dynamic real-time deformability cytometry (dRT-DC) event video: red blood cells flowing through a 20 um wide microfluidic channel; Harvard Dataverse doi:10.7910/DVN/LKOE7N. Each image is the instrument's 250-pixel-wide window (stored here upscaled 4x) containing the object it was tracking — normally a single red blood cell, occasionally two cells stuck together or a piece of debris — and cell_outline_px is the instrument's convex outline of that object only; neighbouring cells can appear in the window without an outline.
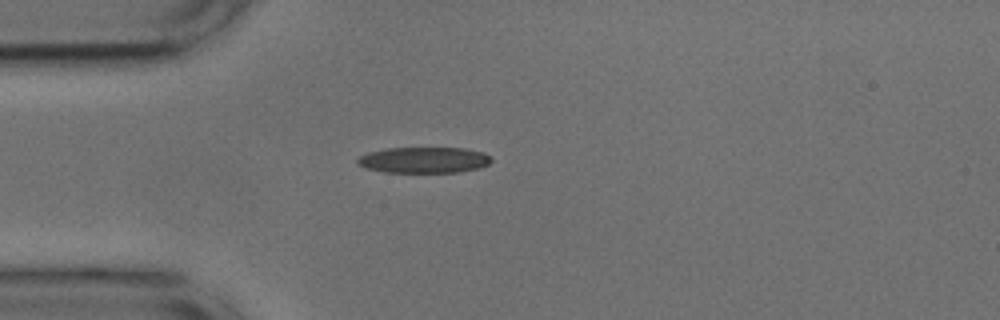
{"species": "common noctule bat (a hibernating species)", "species_latin": "Nyctalus noctula", "temperature_condition": "cold", "stored_images_in_passage": 40, "camera_frame_rate_fps": 3000, "um_per_image_px": 0.085, "animal": {"sex": "male", "body_mass_g": 17.9, "forearm_length_mm": 54.2}, "frame": {"image": 1, "passage_image": 1, "time_ms": 0.0, "image_size_px": [1000, 320], "cell_outline_px": [[492, 160], [488, 164], [480, 168], [456, 172], [384, 172], [364, 168], [356, 164], [356, 160], [360, 156], [368, 152], [388, 148], [464, 148], [484, 152]], "centroid_in_image_um": [36.0, 13.6], "position_along_channel_um": 49.0, "area_um2": 20.29}}
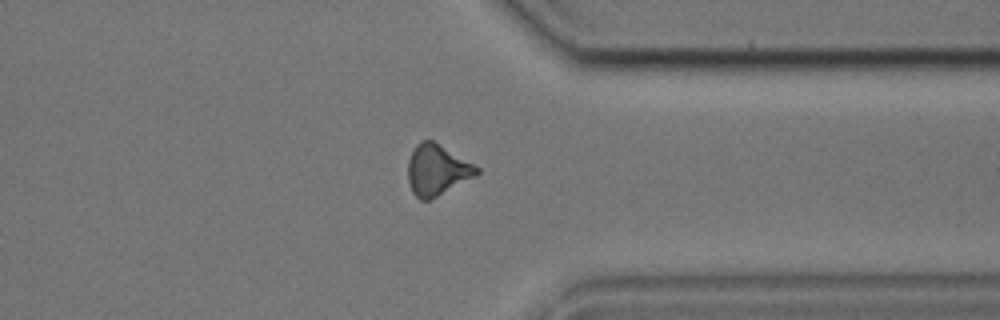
{"frame": {"image": 2, "passage_image": 28, "time_ms": 9.0, "image_size_px": [1000, 320], "cell_outline_px": [[480, 172], [436, 196], [428, 200], [420, 200], [412, 192], [408, 180], [408, 160], [416, 144], [420, 140], [432, 140], [480, 168]], "centroid_in_image_um": [37.09, 14.43], "position_along_channel_um": 374.3, "area_um2": 19.77}}
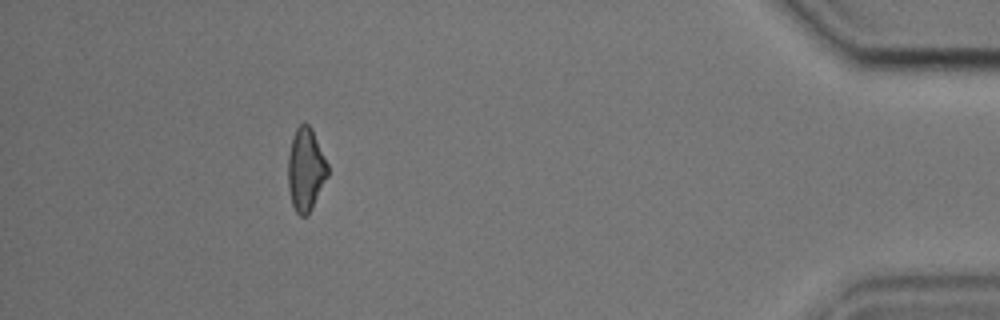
{"frame": {"image": 3, "passage_image": 35, "time_ms": 11.333, "image_size_px": [1000, 320], "cell_outline_px": [[328, 176], [308, 216], [300, 216], [296, 212], [292, 204], [288, 188], [288, 156], [292, 140], [296, 128], [300, 124], [308, 124], [312, 128], [328, 164]], "centroid_in_image_um": [25.99, 14.43], "position_along_channel_um": 409.2, "area_um2": 19.19}, "authors_computed_cell_mechanics": {"area_um2": 19.6231, "velocity_mm_per_s": 3.7667, "shape_relaxation_time_tau1_ms": null, "shape_relaxation_time_tau2_ms": 7.1773, "deformation_change_tau1": null, "deformation_change_tau2": 0.1761}}